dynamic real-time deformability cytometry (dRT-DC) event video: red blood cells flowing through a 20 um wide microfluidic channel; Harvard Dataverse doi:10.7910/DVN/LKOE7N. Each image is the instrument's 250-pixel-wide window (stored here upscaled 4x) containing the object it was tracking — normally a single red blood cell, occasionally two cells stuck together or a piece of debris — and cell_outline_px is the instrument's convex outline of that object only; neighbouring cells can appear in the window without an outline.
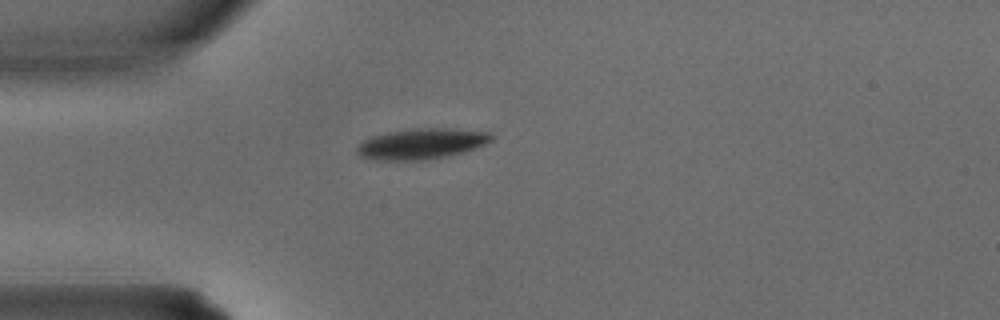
{"species": "common noctule bat (a hibernating species)", "species_latin": "Nyctalus noctula", "temperature_condition": "warm", "stored_images_in_passage": 4, "camera_frame_rate_fps": 3000, "um_per_image_px": 0.085, "animal": {"sex": "male", "body_mass_g": 15.6}, "frame": {"image": 1, "passage_image": 4, "time_ms": 1.0, "image_size_px": [1000, 320], "cell_outline_px": [[492, 140], [484, 144], [464, 152], [448, 156], [424, 160], [372, 160], [360, 156], [356, 152], [356, 148], [364, 140], [372, 136], [388, 132], [412, 128], [452, 128], [488, 132], [492, 136]], "centroid_in_image_um": [35.8, 12.22], "position_along_channel_um": 49.2, "area_um2": 24.04}}